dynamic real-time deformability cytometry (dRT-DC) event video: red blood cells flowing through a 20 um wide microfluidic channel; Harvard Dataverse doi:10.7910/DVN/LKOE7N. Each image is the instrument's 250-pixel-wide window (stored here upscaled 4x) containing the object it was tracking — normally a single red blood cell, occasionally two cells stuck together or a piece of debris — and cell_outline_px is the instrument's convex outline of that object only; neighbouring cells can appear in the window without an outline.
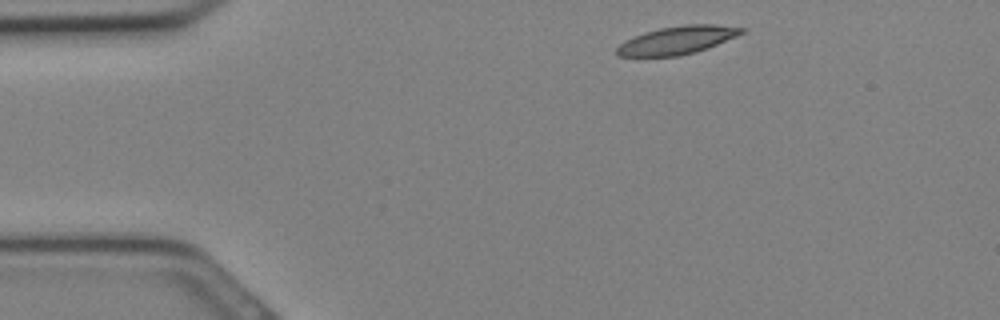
{"species": "Egyptian fruit bat (a non-hibernating species)", "species_latin": "Rousettus aegyptiacus", "temperature_condition": "cold", "stored_images_in_passage": 9, "camera_frame_rate_fps": 3000, "um_per_image_px": 0.085, "animal": {"sex": "female"}, "frame": {"image": 1, "passage_image": 1, "time_ms": 0.0, "image_size_px": [1000, 320], "cell_outline_px": [[744, 32], [736, 36], [708, 48], [696, 52], [676, 56], [616, 56], [616, 48], [624, 40], [644, 32], [660, 28], [684, 24], [716, 24], [744, 28]], "centroid_in_image_um": [57.54, 3.41], "position_along_channel_um": 27.5, "area_um2": 20.35}}
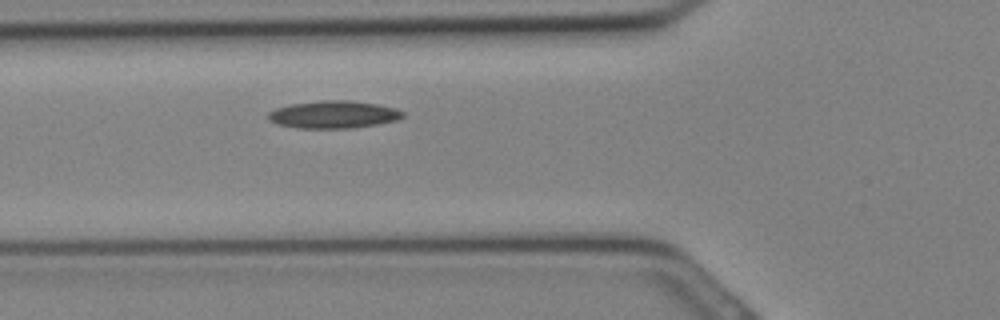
{"frame": {"image": 2, "passage_image": 7, "time_ms": 2.0, "image_size_px": [1000, 320], "cell_outline_px": [[404, 116], [396, 120], [376, 124], [352, 128], [296, 128], [276, 124], [268, 120], [268, 112], [276, 108], [292, 104], [320, 100], [348, 100], [380, 104], [396, 108], [404, 112]], "centroid_in_image_um": [28.34, 9.73], "position_along_channel_um": 97.5, "area_um2": 21.68}}
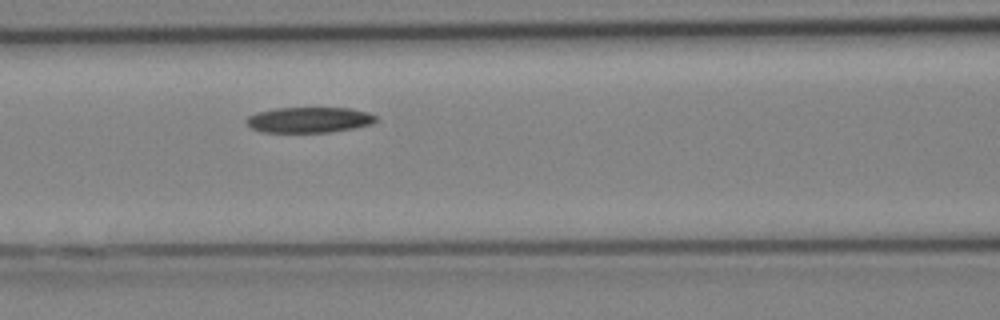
{"frame": {"image": 3, "passage_image": 9, "time_ms": 2.667, "image_size_px": [1000, 320], "cell_outline_px": [[380, 120], [372, 124], [356, 128], [332, 132], [260, 132], [252, 128], [244, 120], [248, 116], [256, 112], [276, 108], [348, 108], [368, 112], [376, 116]], "centroid_in_image_um": [26.3, 10.19], "position_along_channel_um": 140.3, "area_um2": 19.54}}